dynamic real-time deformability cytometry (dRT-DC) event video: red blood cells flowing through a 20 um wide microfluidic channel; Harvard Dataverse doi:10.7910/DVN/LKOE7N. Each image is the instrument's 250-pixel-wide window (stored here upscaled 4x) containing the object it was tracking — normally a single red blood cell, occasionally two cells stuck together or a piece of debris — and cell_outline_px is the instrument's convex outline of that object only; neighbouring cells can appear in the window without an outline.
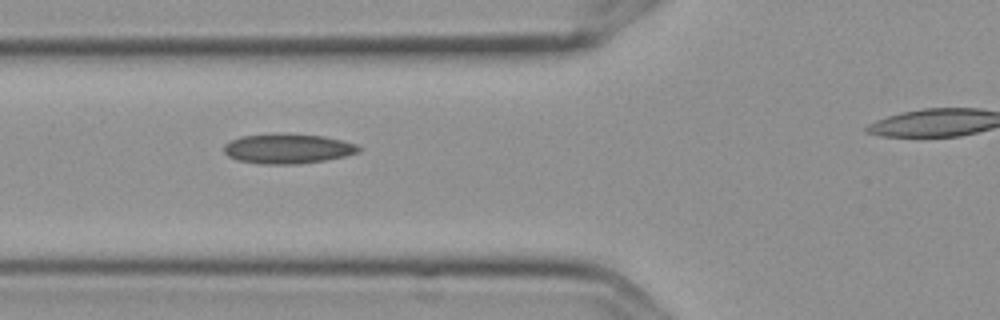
{"species": "Egyptian fruit bat (a non-hibernating species)", "species_latin": "Rousettus aegyptiacus", "temperature_condition": "cold", "stored_images_in_passage": 8, "segment_of_instrument_passage": [1, 2], "camera_frame_rate_fps": 3000, "um_per_image_px": 0.085, "frame": {"image": 1, "passage_image": 3, "time_ms": 0.667, "image_size_px": [1000, 320], "cell_outline_px": [[364, 148], [360, 152], [344, 156], [324, 160], [296, 164], [264, 164], [236, 160], [228, 156], [224, 152], [224, 144], [240, 136], [276, 132], [324, 136], [356, 144]], "centroid_in_image_um": [24.45, 12.62], "position_along_channel_um": 101.4, "area_um2": 23.7}}
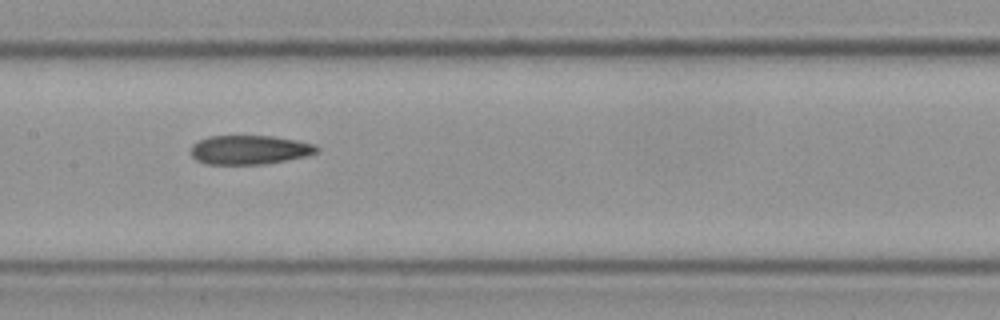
{"frame": {"image": 2, "passage_image": 5, "time_ms": 1.333, "image_size_px": [1000, 320], "cell_outline_px": [[320, 148], [316, 152], [304, 156], [264, 164], [208, 164], [196, 160], [192, 156], [192, 144], [208, 136], [272, 136], [296, 140], [316, 144]], "centroid_in_image_um": [21.21, 12.73], "position_along_channel_um": 186.2, "area_um2": 21.15}}
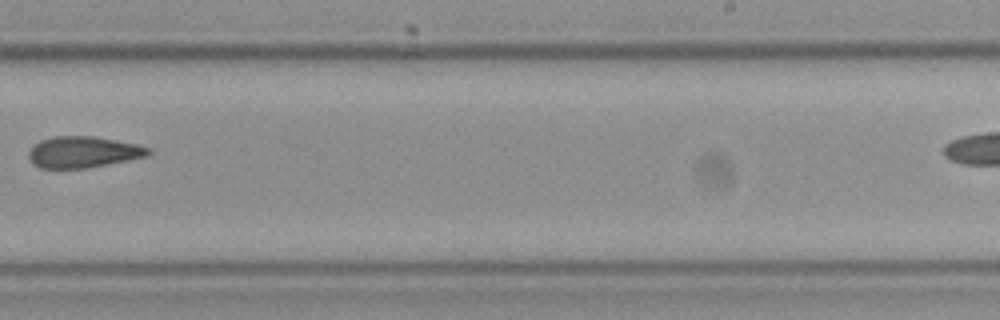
{"frame": {"image": 3, "passage_image": 7, "time_ms": 2.0, "image_size_px": [1000, 320], "cell_outline_px": [[152, 152], [148, 156], [128, 160], [84, 168], [40, 168], [28, 156], [28, 152], [40, 140], [52, 136], [92, 136], [116, 140], [136, 144], [152, 148]], "centroid_in_image_um": [7.11, 12.91], "position_along_channel_um": 281.9, "area_um2": 21.62}}